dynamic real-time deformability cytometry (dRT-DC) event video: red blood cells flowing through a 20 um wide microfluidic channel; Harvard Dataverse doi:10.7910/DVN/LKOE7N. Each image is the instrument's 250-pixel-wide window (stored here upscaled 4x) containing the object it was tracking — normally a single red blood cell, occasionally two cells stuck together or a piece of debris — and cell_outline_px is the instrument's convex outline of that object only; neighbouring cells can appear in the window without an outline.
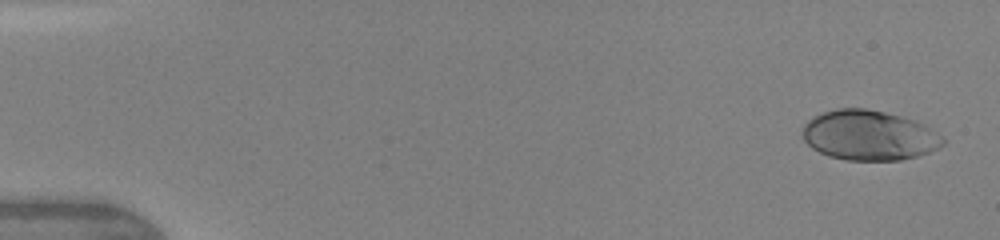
{"species": "human", "species_latin": "Homo sapiens", "temperature_condition": "warm", "stored_images_in_passage": 5, "camera_frame_rate_fps": 3000, "um_per_image_px": 0.085, "donor": {"sex": "female"}, "frame": {"image": 1, "passage_image": 1, "time_ms": 0.0, "image_size_px": [1000, 240], "cell_outline_px": [[944, 144], [940, 148], [916, 156], [900, 160], [848, 160], [828, 156], [812, 148], [804, 140], [800, 132], [804, 124], [808, 120], [824, 112], [836, 108], [864, 108], [884, 112], [916, 120], [924, 124], [940, 136], [944, 140]], "centroid_in_image_um": [73.84, 11.5], "position_along_channel_um": 11.2, "area_um2": 40.81}}
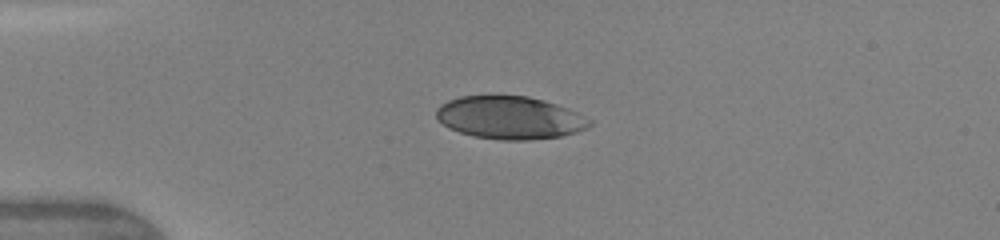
{"frame": {"image": 2, "passage_image": 5, "time_ms": 3.333, "image_size_px": [1000, 240], "cell_outline_px": [[592, 124], [588, 128], [576, 132], [560, 136], [528, 140], [500, 140], [472, 136], [448, 128], [436, 116], [436, 108], [440, 104], [448, 100], [460, 96], [496, 92], [528, 96], [544, 100], [568, 108], [592, 120]], "centroid_in_image_um": [43.3, 9.95], "position_along_channel_um": 41.7, "area_um2": 39.25}}